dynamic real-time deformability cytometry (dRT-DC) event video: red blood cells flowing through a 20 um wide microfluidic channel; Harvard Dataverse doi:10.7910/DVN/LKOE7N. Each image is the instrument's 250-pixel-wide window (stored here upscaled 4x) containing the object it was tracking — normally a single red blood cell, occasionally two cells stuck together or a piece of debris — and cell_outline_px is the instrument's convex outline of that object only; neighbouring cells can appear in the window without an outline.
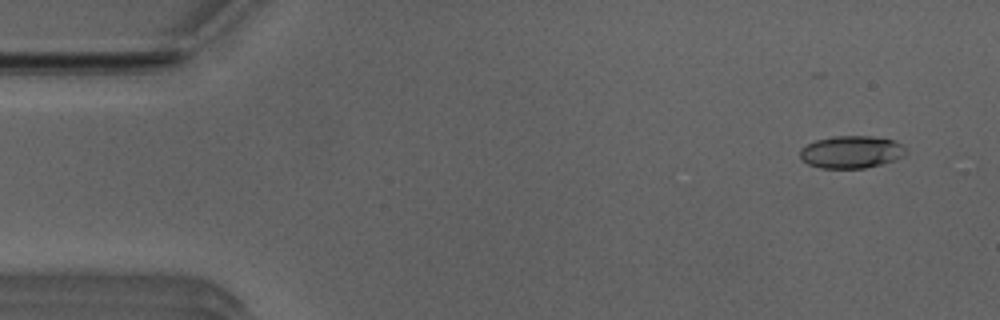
{"species": "Egyptian fruit bat (a non-hibernating species)", "species_latin": "Rousettus aegyptiacus", "temperature_condition": "room temperature", "stored_images_in_passage": 51, "camera_frame_rate_fps": 3000, "um_per_image_px": 0.085, "animal": {"sex": "male"}, "frame": {"image": 1, "passage_image": 3, "time_ms": 0.667, "image_size_px": [1000, 320], "cell_outline_px": [[908, 152], [904, 156], [896, 160], [864, 168], [820, 168], [808, 164], [800, 160], [800, 148], [816, 140], [832, 136], [872, 136], [896, 140], [908, 148]], "centroid_in_image_um": [72.4, 12.91], "position_along_channel_um": 12.6, "area_um2": 20.35}}
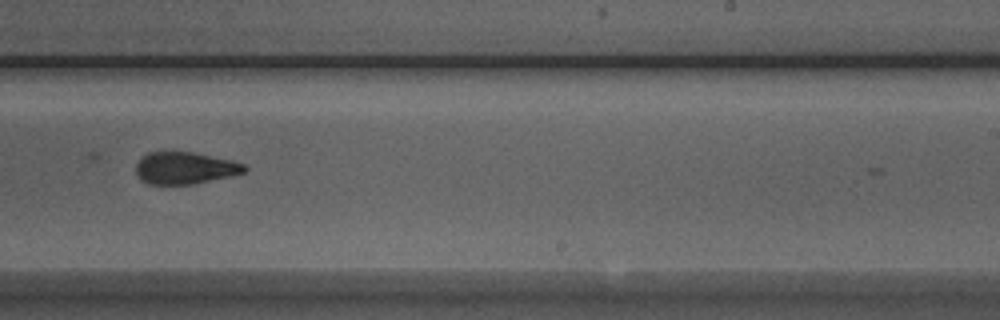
{"frame": {"image": 2, "passage_image": 31, "time_ms": 10.0, "image_size_px": [1000, 320], "cell_outline_px": [[248, 168], [244, 172], [232, 176], [192, 184], [148, 184], [140, 180], [136, 176], [136, 164], [148, 152], [192, 152], [232, 160], [244, 164]], "centroid_in_image_um": [15.72, 14.29], "position_along_channel_um": 273.3, "area_um2": 20.23}}
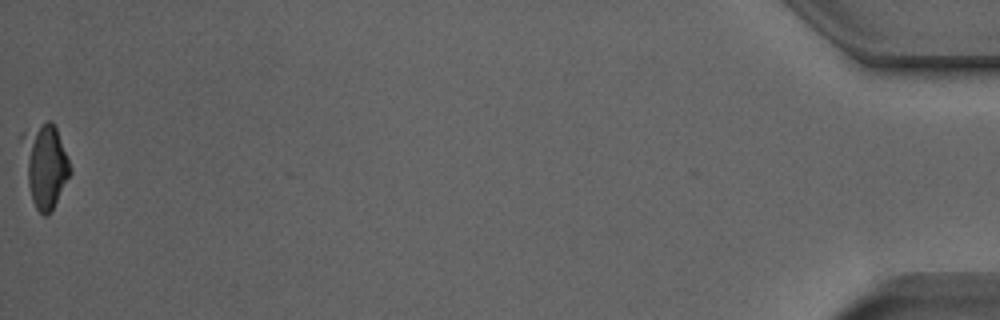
{"frame": {"image": 3, "passage_image": 51, "time_ms": 16.667, "image_size_px": [1000, 320], "cell_outline_px": [[72, 172], [48, 216], [44, 216], [36, 208], [32, 200], [28, 184], [20, 136], [20, 132], [48, 120], [56, 128], [72, 168]], "centroid_in_image_um": [3.82, 14.02], "position_along_channel_um": 431.4, "area_um2": 23.06}, "authors_computed_cell_mechanics": {"area_um2": 21.097, "velocity_mm_per_s": 3.9686, "shape_relaxation_time_tau1_ms": null, "shape_relaxation_time_tau2_ms": 1.7975, "deformation_change_tau1": null, "deformation_change_tau2": 0.0835}}